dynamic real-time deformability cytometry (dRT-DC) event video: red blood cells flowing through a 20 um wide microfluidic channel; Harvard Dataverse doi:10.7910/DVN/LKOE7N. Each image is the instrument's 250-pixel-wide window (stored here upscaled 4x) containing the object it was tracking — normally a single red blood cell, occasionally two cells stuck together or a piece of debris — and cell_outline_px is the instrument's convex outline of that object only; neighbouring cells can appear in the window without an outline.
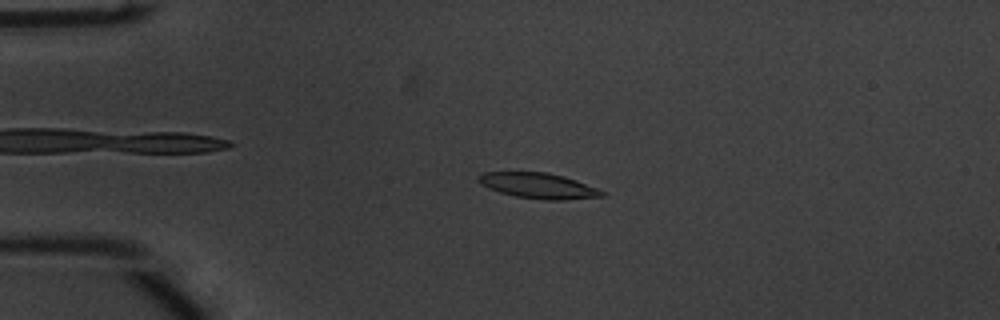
{"species": "common noctule bat (a hibernating species)", "species_latin": "Nyctalus noctula", "temperature_condition": "warm", "stored_images_in_passage": 53, "camera_frame_rate_fps": 3000, "um_per_image_px": 0.085, "animal": {"sex": "male", "body_mass_g": 20.1, "forearm_length_mm": 53.5}, "frame": {"image": 1, "passage_image": 12, "time_ms": 3.667, "image_size_px": [1000, 320], "cell_outline_px": [[604, 196], [564, 200], [544, 200], [516, 196], [500, 192], [488, 188], [480, 184], [476, 180], [476, 176], [484, 172], [548, 172], [564, 176], [576, 180], [596, 188], [604, 192]], "centroid_in_image_um": [45.72, 15.78], "position_along_channel_um": 39.3, "area_um2": 18.38}}
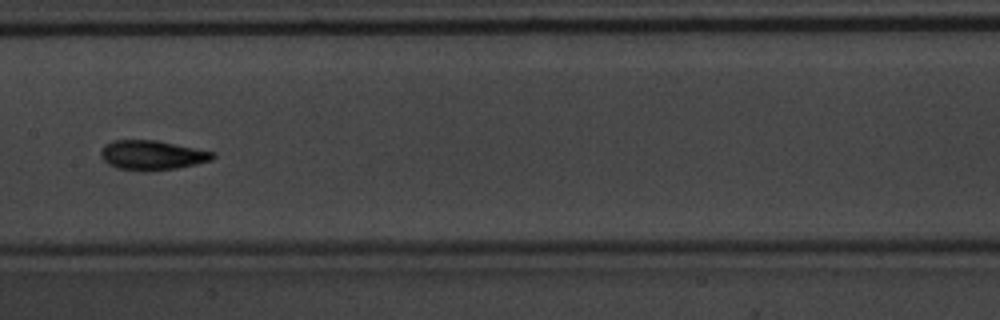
{"frame": {"image": 2, "passage_image": 27, "time_ms": 8.667, "image_size_px": [1000, 320], "cell_outline_px": [[216, 156], [212, 160], [196, 164], [176, 168], [148, 172], [144, 172], [116, 168], [108, 164], [100, 156], [100, 152], [104, 144], [112, 140], [156, 140], [216, 152]], "centroid_in_image_um": [12.92, 13.2], "position_along_channel_um": 194.5, "area_um2": 19.59}}
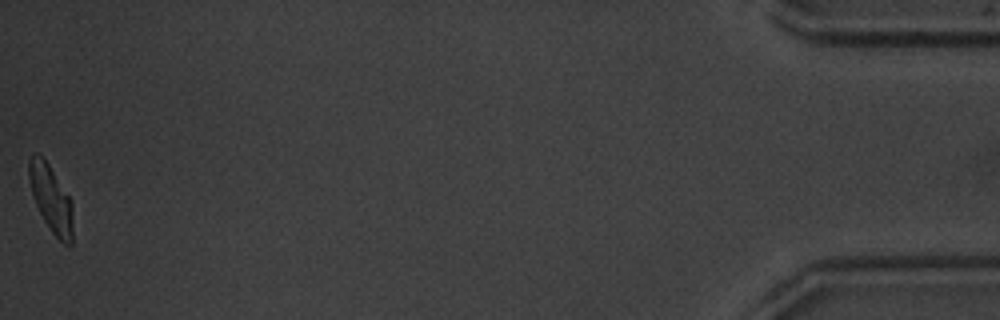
{"frame": {"image": 3, "passage_image": 53, "time_ms": 17.333, "image_size_px": [1000, 320], "cell_outline_px": [[72, 244], [64, 244], [52, 232], [44, 220], [36, 204], [32, 192], [28, 176], [28, 160], [36, 152], [48, 164], [72, 200]], "centroid_in_image_um": [4.34, 16.89], "position_along_channel_um": 430.9, "area_um2": 16.82}, "authors_computed_cell_mechanics": {"area_um2": 18.207, "velocity_mm_per_s": 3.7894, "shape_relaxation_time_tau1_ms": 3.0705, "shape_relaxation_time_tau2_ms": 2.0883, "deformation_change_tau1": 0.1506, "deformation_change_tau2": 0.0849}}